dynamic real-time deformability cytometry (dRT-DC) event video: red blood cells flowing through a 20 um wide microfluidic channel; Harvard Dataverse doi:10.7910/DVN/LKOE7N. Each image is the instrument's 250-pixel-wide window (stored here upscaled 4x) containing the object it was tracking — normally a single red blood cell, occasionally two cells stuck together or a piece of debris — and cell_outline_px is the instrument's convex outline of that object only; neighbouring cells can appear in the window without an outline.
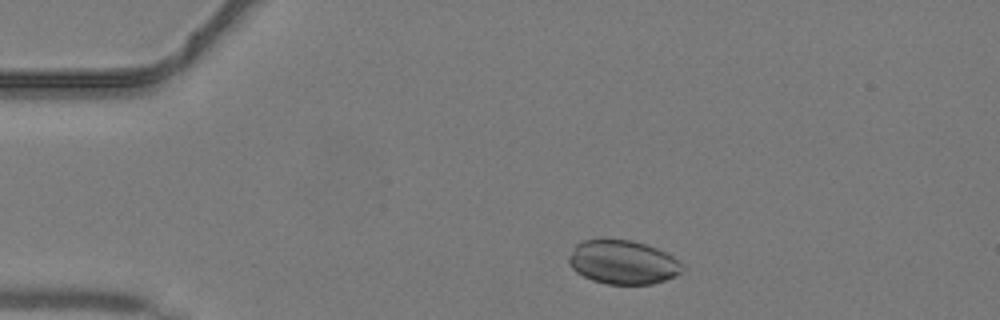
{"species": "common noctule bat (a hibernating species)", "species_latin": "Nyctalus noctula", "temperature_condition": "warm", "stored_images_in_passage": 35, "camera_frame_rate_fps": 3000, "um_per_image_px": 0.085, "animal": {"sex": "male", "body_mass_g": 19.2, "forearm_length_mm": 51.8}, "frame": {"image": 1, "passage_image": 3, "time_ms": 0.667, "image_size_px": [1000, 320], "cell_outline_px": [[684, 268], [676, 276], [652, 284], [608, 284], [592, 280], [576, 272], [568, 264], [568, 256], [576, 244], [584, 240], [632, 240], [656, 248], [672, 256]], "centroid_in_image_um": [52.91, 22.3], "position_along_channel_um": 32.1, "area_um2": 28.73}}
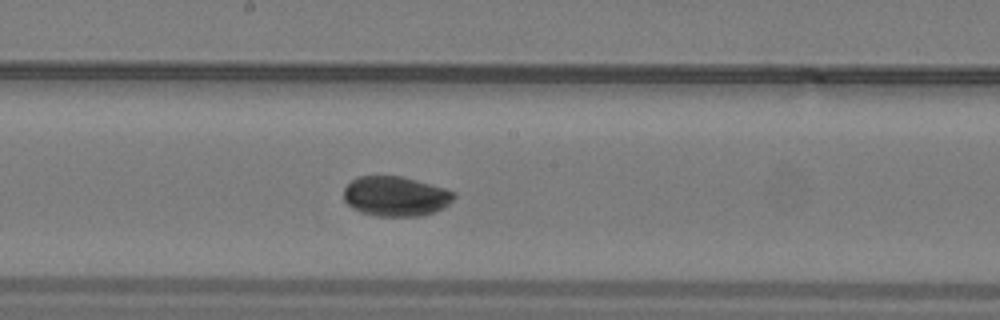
{"frame": {"image": 2, "passage_image": 18, "time_ms": 5.667, "image_size_px": [1000, 320], "cell_outline_px": [[456, 196], [444, 208], [436, 212], [420, 216], [376, 216], [360, 212], [352, 208], [344, 200], [344, 188], [352, 180], [360, 176], [400, 176], [416, 180], [444, 188], [456, 192]], "centroid_in_image_um": [33.64, 16.69], "position_along_channel_um": 214.6, "area_um2": 25.66}}
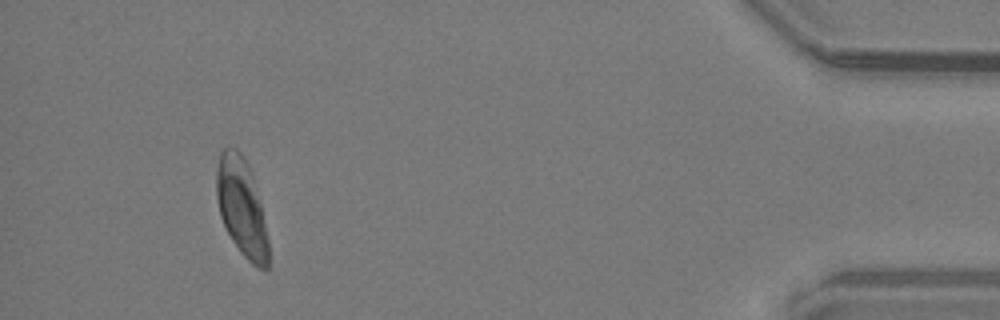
{"frame": {"image": 3, "passage_image": 35, "time_ms": 11.333, "image_size_px": [1000, 320], "cell_outline_px": [[268, 268], [256, 268], [240, 252], [232, 240], [220, 216], [216, 196], [216, 168], [220, 152], [224, 148], [236, 148], [244, 156], [248, 164], [260, 200], [268, 240]], "centroid_in_image_um": [20.52, 17.6], "position_along_channel_um": 414.7, "area_um2": 29.54}}